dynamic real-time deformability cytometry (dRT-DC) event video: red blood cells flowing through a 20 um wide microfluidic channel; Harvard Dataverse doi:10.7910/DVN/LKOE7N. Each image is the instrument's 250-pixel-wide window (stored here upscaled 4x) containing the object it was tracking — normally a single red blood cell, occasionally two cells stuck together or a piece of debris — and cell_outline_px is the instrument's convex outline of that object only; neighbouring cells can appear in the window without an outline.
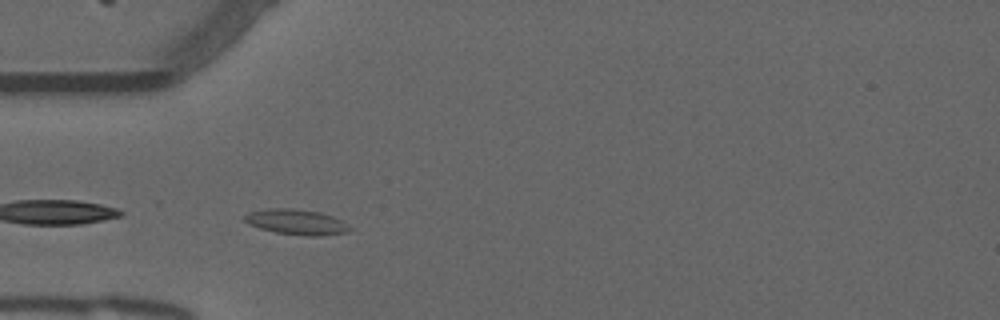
{"species": "common noctule bat (a hibernating species)", "species_latin": "Nyctalus noctula", "temperature_condition": "warm", "stored_images_in_passage": 30, "camera_frame_rate_fps": 3000, "um_per_image_px": 0.085, "animal": {"sex": "male", "forearm_length_mm": 52.5}, "frame": {"image": 1, "passage_image": 2, "time_ms": 0.333, "image_size_px": [1000, 320], "cell_outline_px": [[352, 228], [348, 232], [320, 236], [308, 236], [276, 232], [260, 228], [248, 224], [244, 220], [244, 216], [252, 212], [268, 208], [292, 208], [320, 212], [332, 216], [340, 220]], "centroid_in_image_um": [25.21, 18.87], "position_along_channel_um": 59.8, "area_um2": 15.37}}
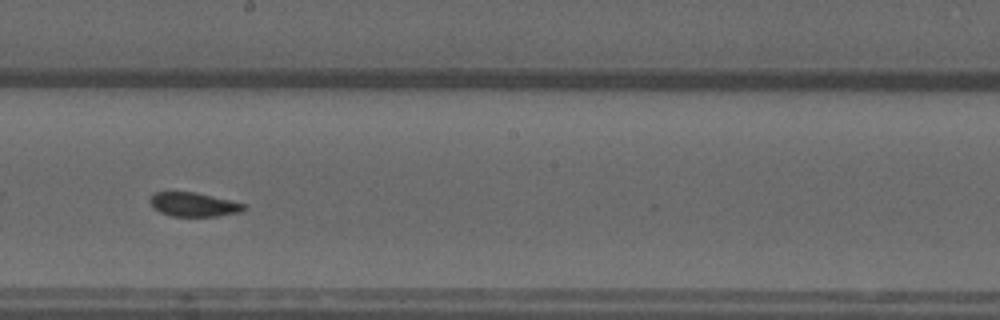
{"frame": {"image": 2, "passage_image": 16, "time_ms": 5.0, "image_size_px": [1000, 320], "cell_outline_px": [[244, 208], [240, 212], [216, 216], [172, 216], [160, 212], [152, 208], [148, 200], [156, 192], [196, 192], [244, 204]], "centroid_in_image_um": [16.39, 17.38], "position_along_channel_um": 231.8, "area_um2": 12.95}}
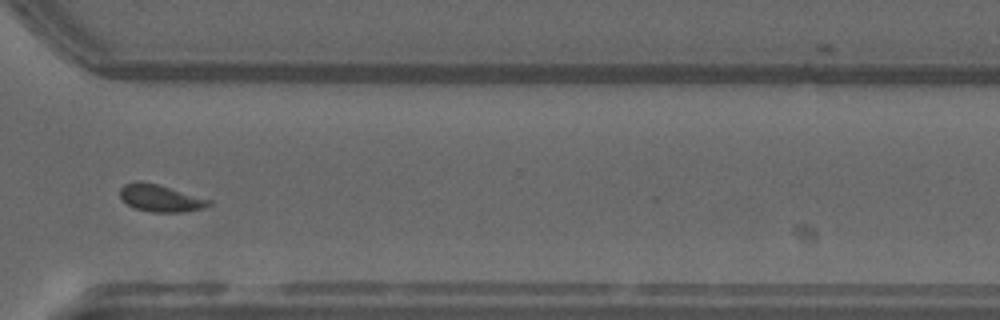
{"frame": {"image": 3, "passage_image": 26, "time_ms": 8.333, "image_size_px": [1000, 320], "cell_outline_px": [[212, 204], [204, 208], [184, 212], [152, 212], [136, 208], [128, 204], [120, 196], [120, 188], [124, 184], [136, 180], [156, 184], [212, 200]], "centroid_in_image_um": [13.65, 16.84], "position_along_channel_um": 357.0, "area_um2": 13.87}, "authors_computed_cell_mechanics": {"area_um2": 13.9009, "velocity_mm_per_s": 3.7617, "shape_relaxation_time_tau1_ms": 9.5544, "shape_relaxation_time_tau2_ms": 1.9193, "deformation_change_tau1": 0.1675, "deformation_change_tau2": 0.0448}}